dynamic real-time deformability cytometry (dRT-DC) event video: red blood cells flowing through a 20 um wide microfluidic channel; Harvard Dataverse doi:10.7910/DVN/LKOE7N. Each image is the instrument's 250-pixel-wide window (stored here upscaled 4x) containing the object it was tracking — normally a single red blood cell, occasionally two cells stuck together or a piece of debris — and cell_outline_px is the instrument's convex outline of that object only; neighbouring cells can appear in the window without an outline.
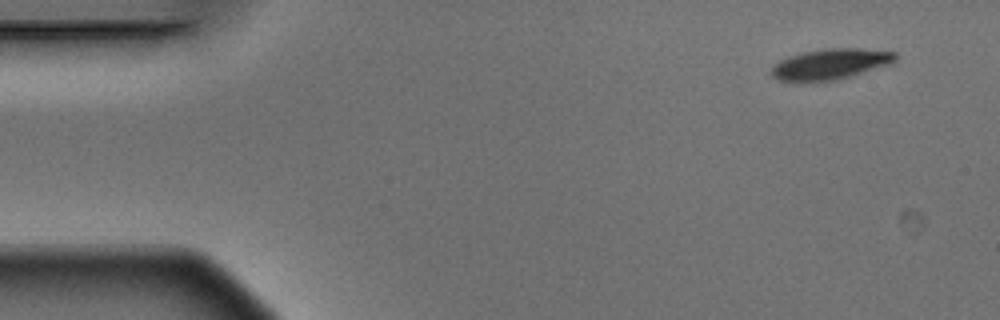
{"species": "Egyptian fruit bat (a non-hibernating species)", "species_latin": "Rousettus aegyptiacus", "temperature_condition": "warm", "stored_images_in_passage": 4, "camera_frame_rate_fps": 3000, "um_per_image_px": 0.085, "animal": {"sex": "male"}, "frame": {"image": 1, "passage_image": 1, "time_ms": 0.0, "image_size_px": [1000, 320], "cell_outline_px": [[896, 60], [892, 64], [848, 76], [832, 80], [780, 80], [772, 76], [772, 68], [780, 60], [788, 56], [804, 52], [824, 48], [860, 48], [896, 52]], "centroid_in_image_um": [70.64, 5.41], "position_along_channel_um": 14.4, "area_um2": 21.62}}
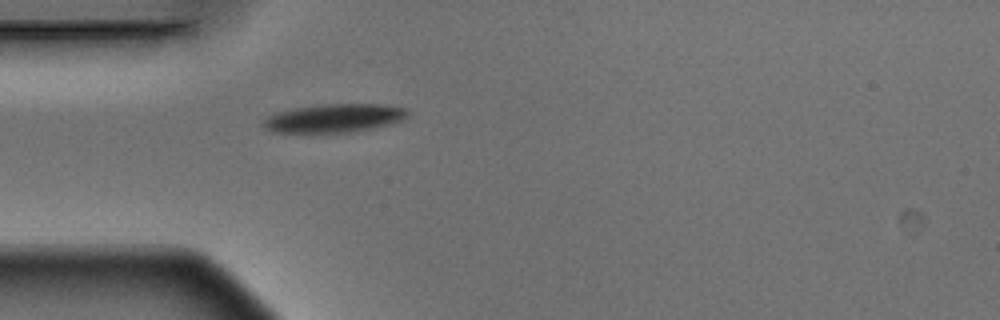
{"frame": {"image": 2, "passage_image": 4, "time_ms": 1.0, "image_size_px": [1000, 320], "cell_outline_px": [[408, 116], [392, 124], [352, 132], [272, 132], [264, 128], [260, 124], [268, 116], [276, 112], [292, 108], [324, 104], [380, 104], [408, 108]], "centroid_in_image_um": [28.39, 10.04], "position_along_channel_um": 56.6, "area_um2": 24.04}}